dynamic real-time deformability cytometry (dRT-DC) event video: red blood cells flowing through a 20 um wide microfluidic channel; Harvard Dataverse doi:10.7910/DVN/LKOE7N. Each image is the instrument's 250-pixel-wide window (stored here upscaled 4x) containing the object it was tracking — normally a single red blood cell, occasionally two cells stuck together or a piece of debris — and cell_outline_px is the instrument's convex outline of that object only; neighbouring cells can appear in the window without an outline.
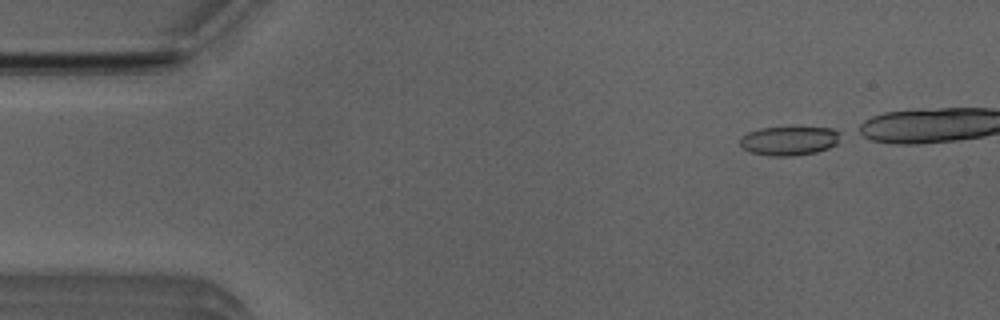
{"species": "Egyptian fruit bat (a non-hibernating species)", "species_latin": "Rousettus aegyptiacus", "temperature_condition": "room temperature", "stored_images_in_passage": 27, "camera_frame_rate_fps": 3000, "um_per_image_px": 0.085, "animal": {"sex": "male"}, "frame": {"image": 1, "passage_image": 1, "time_ms": 0.0, "image_size_px": [1000, 320], "cell_outline_px": [[840, 132], [836, 144], [828, 148], [816, 152], [792, 156], [768, 156], [748, 152], [740, 144], [740, 136], [748, 132], [760, 128], [796, 124], [832, 128]], "centroid_in_image_um": [67.07, 11.91], "position_along_channel_um": 17.9, "area_um2": 17.92}}
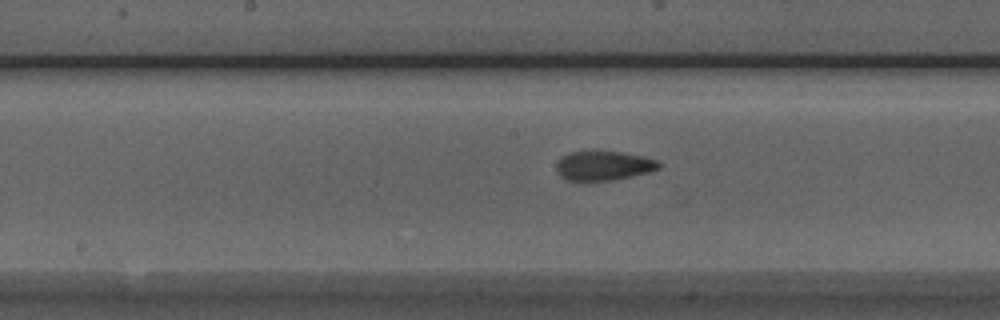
{"frame": {"image": 2, "passage_image": 21, "time_ms": 6.667, "image_size_px": [1000, 320], "cell_outline_px": [[660, 168], [648, 172], [612, 180], [568, 180], [560, 176], [556, 168], [556, 164], [568, 152], [592, 148], [620, 152], [644, 156], [656, 160], [660, 164]], "centroid_in_image_um": [51.28, 14.03], "position_along_channel_um": 196.9, "area_um2": 17.86}}
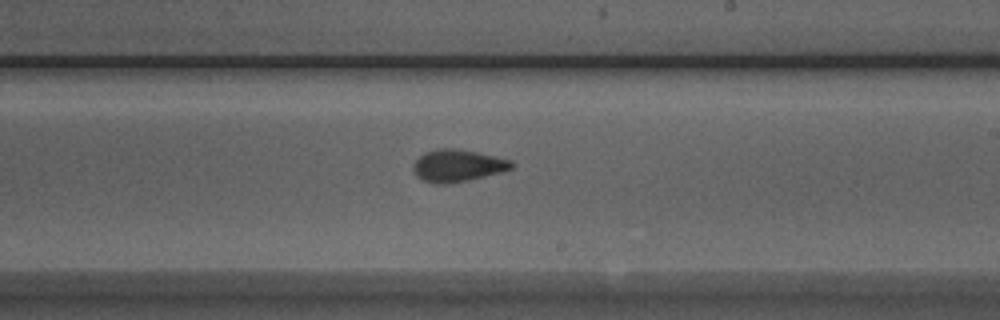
{"frame": {"image": 3, "passage_image": 25, "time_ms": 8.0, "image_size_px": [1000, 320], "cell_outline_px": [[516, 164], [512, 168], [500, 172], [468, 180], [448, 184], [432, 184], [416, 176], [412, 168], [416, 160], [424, 152], [440, 148], [460, 148], [512, 160]], "centroid_in_image_um": [38.9, 14.07], "position_along_channel_um": 250.1, "area_um2": 18.55}}